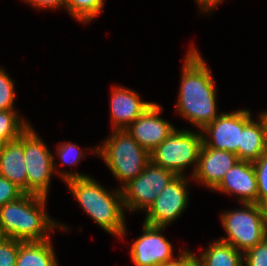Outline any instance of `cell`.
<instances>
[{
    "mask_svg": "<svg viewBox=\"0 0 267 266\" xmlns=\"http://www.w3.org/2000/svg\"><path fill=\"white\" fill-rule=\"evenodd\" d=\"M176 113L202 130L220 114L217 112V85L211 69L194 44L183 59Z\"/></svg>",
    "mask_w": 267,
    "mask_h": 266,
    "instance_id": "1",
    "label": "cell"
},
{
    "mask_svg": "<svg viewBox=\"0 0 267 266\" xmlns=\"http://www.w3.org/2000/svg\"><path fill=\"white\" fill-rule=\"evenodd\" d=\"M47 199L41 195L23 193L16 200L0 207L1 236L22 242L45 241L52 239V231H69L70 228L56 222L46 212Z\"/></svg>",
    "mask_w": 267,
    "mask_h": 266,
    "instance_id": "2",
    "label": "cell"
},
{
    "mask_svg": "<svg viewBox=\"0 0 267 266\" xmlns=\"http://www.w3.org/2000/svg\"><path fill=\"white\" fill-rule=\"evenodd\" d=\"M84 213L106 233L117 238L127 235L122 190L108 191L95 178H72L64 182Z\"/></svg>",
    "mask_w": 267,
    "mask_h": 266,
    "instance_id": "3",
    "label": "cell"
},
{
    "mask_svg": "<svg viewBox=\"0 0 267 266\" xmlns=\"http://www.w3.org/2000/svg\"><path fill=\"white\" fill-rule=\"evenodd\" d=\"M92 152L100 157L113 177L120 182V189L144 171L150 162V153L124 130H113Z\"/></svg>",
    "mask_w": 267,
    "mask_h": 266,
    "instance_id": "4",
    "label": "cell"
},
{
    "mask_svg": "<svg viewBox=\"0 0 267 266\" xmlns=\"http://www.w3.org/2000/svg\"><path fill=\"white\" fill-rule=\"evenodd\" d=\"M23 146L27 170V193L48 197L53 174L57 173L63 182L72 178H85L90 175L73 171L57 169L55 154L40 134L30 125L23 132ZM55 172V173H54Z\"/></svg>",
    "mask_w": 267,
    "mask_h": 266,
    "instance_id": "5",
    "label": "cell"
},
{
    "mask_svg": "<svg viewBox=\"0 0 267 266\" xmlns=\"http://www.w3.org/2000/svg\"><path fill=\"white\" fill-rule=\"evenodd\" d=\"M240 204L241 208L229 209L220 214L221 226L226 235L219 240L244 253L263 241L267 232L263 206L256 203Z\"/></svg>",
    "mask_w": 267,
    "mask_h": 266,
    "instance_id": "6",
    "label": "cell"
},
{
    "mask_svg": "<svg viewBox=\"0 0 267 266\" xmlns=\"http://www.w3.org/2000/svg\"><path fill=\"white\" fill-rule=\"evenodd\" d=\"M203 139L201 130L191 131L176 128L161 144L150 152V162L185 176L184 171L192 167L190 177L196 171Z\"/></svg>",
    "mask_w": 267,
    "mask_h": 266,
    "instance_id": "7",
    "label": "cell"
},
{
    "mask_svg": "<svg viewBox=\"0 0 267 266\" xmlns=\"http://www.w3.org/2000/svg\"><path fill=\"white\" fill-rule=\"evenodd\" d=\"M176 176L174 172L149 162L141 174L121 188L125 211L145 212Z\"/></svg>",
    "mask_w": 267,
    "mask_h": 266,
    "instance_id": "8",
    "label": "cell"
},
{
    "mask_svg": "<svg viewBox=\"0 0 267 266\" xmlns=\"http://www.w3.org/2000/svg\"><path fill=\"white\" fill-rule=\"evenodd\" d=\"M189 182L185 175H177L157 195L154 202L146 210L143 223L151 226L168 227L176 221L189 203Z\"/></svg>",
    "mask_w": 267,
    "mask_h": 266,
    "instance_id": "9",
    "label": "cell"
},
{
    "mask_svg": "<svg viewBox=\"0 0 267 266\" xmlns=\"http://www.w3.org/2000/svg\"><path fill=\"white\" fill-rule=\"evenodd\" d=\"M249 109H237L230 113L221 112L212 122L202 130L205 146L218 150H226L238 156L241 131L253 119Z\"/></svg>",
    "mask_w": 267,
    "mask_h": 266,
    "instance_id": "10",
    "label": "cell"
},
{
    "mask_svg": "<svg viewBox=\"0 0 267 266\" xmlns=\"http://www.w3.org/2000/svg\"><path fill=\"white\" fill-rule=\"evenodd\" d=\"M143 224V233L132 242L129 248L133 264L160 266L175 260L173 245L162 234L167 227Z\"/></svg>",
    "mask_w": 267,
    "mask_h": 266,
    "instance_id": "11",
    "label": "cell"
},
{
    "mask_svg": "<svg viewBox=\"0 0 267 266\" xmlns=\"http://www.w3.org/2000/svg\"><path fill=\"white\" fill-rule=\"evenodd\" d=\"M163 108L153 103L126 130L149 153L161 144L176 127L161 118Z\"/></svg>",
    "mask_w": 267,
    "mask_h": 266,
    "instance_id": "12",
    "label": "cell"
},
{
    "mask_svg": "<svg viewBox=\"0 0 267 266\" xmlns=\"http://www.w3.org/2000/svg\"><path fill=\"white\" fill-rule=\"evenodd\" d=\"M239 158L226 150L213 149L202 144L195 173L191 177L194 182L213 190L223 179Z\"/></svg>",
    "mask_w": 267,
    "mask_h": 266,
    "instance_id": "13",
    "label": "cell"
},
{
    "mask_svg": "<svg viewBox=\"0 0 267 266\" xmlns=\"http://www.w3.org/2000/svg\"><path fill=\"white\" fill-rule=\"evenodd\" d=\"M115 86V87H114ZM110 92V121L113 130L127 129L153 102H145L138 92L114 85Z\"/></svg>",
    "mask_w": 267,
    "mask_h": 266,
    "instance_id": "14",
    "label": "cell"
},
{
    "mask_svg": "<svg viewBox=\"0 0 267 266\" xmlns=\"http://www.w3.org/2000/svg\"><path fill=\"white\" fill-rule=\"evenodd\" d=\"M212 191L232 194L238 198V203L257 204L258 188L253 163L239 160Z\"/></svg>",
    "mask_w": 267,
    "mask_h": 266,
    "instance_id": "15",
    "label": "cell"
},
{
    "mask_svg": "<svg viewBox=\"0 0 267 266\" xmlns=\"http://www.w3.org/2000/svg\"><path fill=\"white\" fill-rule=\"evenodd\" d=\"M24 158L23 133L18 139L2 145L0 175L27 193V170Z\"/></svg>",
    "mask_w": 267,
    "mask_h": 266,
    "instance_id": "16",
    "label": "cell"
},
{
    "mask_svg": "<svg viewBox=\"0 0 267 266\" xmlns=\"http://www.w3.org/2000/svg\"><path fill=\"white\" fill-rule=\"evenodd\" d=\"M252 119L241 131L238 147V158L253 162L267 152L266 129L263 120L258 116Z\"/></svg>",
    "mask_w": 267,
    "mask_h": 266,
    "instance_id": "17",
    "label": "cell"
},
{
    "mask_svg": "<svg viewBox=\"0 0 267 266\" xmlns=\"http://www.w3.org/2000/svg\"><path fill=\"white\" fill-rule=\"evenodd\" d=\"M51 239L21 242L16 266H59Z\"/></svg>",
    "mask_w": 267,
    "mask_h": 266,
    "instance_id": "18",
    "label": "cell"
},
{
    "mask_svg": "<svg viewBox=\"0 0 267 266\" xmlns=\"http://www.w3.org/2000/svg\"><path fill=\"white\" fill-rule=\"evenodd\" d=\"M198 257L204 266H243V253L218 238Z\"/></svg>",
    "mask_w": 267,
    "mask_h": 266,
    "instance_id": "19",
    "label": "cell"
},
{
    "mask_svg": "<svg viewBox=\"0 0 267 266\" xmlns=\"http://www.w3.org/2000/svg\"><path fill=\"white\" fill-rule=\"evenodd\" d=\"M30 125L16 110L0 111V144L18 139Z\"/></svg>",
    "mask_w": 267,
    "mask_h": 266,
    "instance_id": "20",
    "label": "cell"
},
{
    "mask_svg": "<svg viewBox=\"0 0 267 266\" xmlns=\"http://www.w3.org/2000/svg\"><path fill=\"white\" fill-rule=\"evenodd\" d=\"M105 0H66L65 10L75 20L82 24H89L95 20L104 7Z\"/></svg>",
    "mask_w": 267,
    "mask_h": 266,
    "instance_id": "21",
    "label": "cell"
},
{
    "mask_svg": "<svg viewBox=\"0 0 267 266\" xmlns=\"http://www.w3.org/2000/svg\"><path fill=\"white\" fill-rule=\"evenodd\" d=\"M6 71L0 67V111L16 110L14 81Z\"/></svg>",
    "mask_w": 267,
    "mask_h": 266,
    "instance_id": "22",
    "label": "cell"
},
{
    "mask_svg": "<svg viewBox=\"0 0 267 266\" xmlns=\"http://www.w3.org/2000/svg\"><path fill=\"white\" fill-rule=\"evenodd\" d=\"M253 167L257 180V204H267V152L263 153L257 160L253 161Z\"/></svg>",
    "mask_w": 267,
    "mask_h": 266,
    "instance_id": "23",
    "label": "cell"
},
{
    "mask_svg": "<svg viewBox=\"0 0 267 266\" xmlns=\"http://www.w3.org/2000/svg\"><path fill=\"white\" fill-rule=\"evenodd\" d=\"M56 155L60 158L59 161H61V166H77V164H79L86 156V153L77 144L65 141L57 146Z\"/></svg>",
    "mask_w": 267,
    "mask_h": 266,
    "instance_id": "24",
    "label": "cell"
},
{
    "mask_svg": "<svg viewBox=\"0 0 267 266\" xmlns=\"http://www.w3.org/2000/svg\"><path fill=\"white\" fill-rule=\"evenodd\" d=\"M21 242L20 240L6 237L0 239V266H16Z\"/></svg>",
    "mask_w": 267,
    "mask_h": 266,
    "instance_id": "25",
    "label": "cell"
},
{
    "mask_svg": "<svg viewBox=\"0 0 267 266\" xmlns=\"http://www.w3.org/2000/svg\"><path fill=\"white\" fill-rule=\"evenodd\" d=\"M243 266H267V237L243 253Z\"/></svg>",
    "mask_w": 267,
    "mask_h": 266,
    "instance_id": "26",
    "label": "cell"
},
{
    "mask_svg": "<svg viewBox=\"0 0 267 266\" xmlns=\"http://www.w3.org/2000/svg\"><path fill=\"white\" fill-rule=\"evenodd\" d=\"M24 192L6 177L0 175V207L16 200Z\"/></svg>",
    "mask_w": 267,
    "mask_h": 266,
    "instance_id": "27",
    "label": "cell"
},
{
    "mask_svg": "<svg viewBox=\"0 0 267 266\" xmlns=\"http://www.w3.org/2000/svg\"><path fill=\"white\" fill-rule=\"evenodd\" d=\"M26 4L39 10L65 9L66 0H23Z\"/></svg>",
    "mask_w": 267,
    "mask_h": 266,
    "instance_id": "28",
    "label": "cell"
},
{
    "mask_svg": "<svg viewBox=\"0 0 267 266\" xmlns=\"http://www.w3.org/2000/svg\"><path fill=\"white\" fill-rule=\"evenodd\" d=\"M181 266H204L202 260L194 252L185 249L181 253Z\"/></svg>",
    "mask_w": 267,
    "mask_h": 266,
    "instance_id": "29",
    "label": "cell"
},
{
    "mask_svg": "<svg viewBox=\"0 0 267 266\" xmlns=\"http://www.w3.org/2000/svg\"><path fill=\"white\" fill-rule=\"evenodd\" d=\"M198 4L199 13H212L224 0H194Z\"/></svg>",
    "mask_w": 267,
    "mask_h": 266,
    "instance_id": "30",
    "label": "cell"
},
{
    "mask_svg": "<svg viewBox=\"0 0 267 266\" xmlns=\"http://www.w3.org/2000/svg\"><path fill=\"white\" fill-rule=\"evenodd\" d=\"M185 250V248H183V250L179 252V254H177V257L175 260H173L172 262L166 263V264H162L160 266H181V253Z\"/></svg>",
    "mask_w": 267,
    "mask_h": 266,
    "instance_id": "31",
    "label": "cell"
},
{
    "mask_svg": "<svg viewBox=\"0 0 267 266\" xmlns=\"http://www.w3.org/2000/svg\"><path fill=\"white\" fill-rule=\"evenodd\" d=\"M259 117L263 120L266 129V139H267V110L260 112Z\"/></svg>",
    "mask_w": 267,
    "mask_h": 266,
    "instance_id": "32",
    "label": "cell"
},
{
    "mask_svg": "<svg viewBox=\"0 0 267 266\" xmlns=\"http://www.w3.org/2000/svg\"><path fill=\"white\" fill-rule=\"evenodd\" d=\"M264 215H265V224H266V232H267V204L263 206Z\"/></svg>",
    "mask_w": 267,
    "mask_h": 266,
    "instance_id": "33",
    "label": "cell"
}]
</instances>
